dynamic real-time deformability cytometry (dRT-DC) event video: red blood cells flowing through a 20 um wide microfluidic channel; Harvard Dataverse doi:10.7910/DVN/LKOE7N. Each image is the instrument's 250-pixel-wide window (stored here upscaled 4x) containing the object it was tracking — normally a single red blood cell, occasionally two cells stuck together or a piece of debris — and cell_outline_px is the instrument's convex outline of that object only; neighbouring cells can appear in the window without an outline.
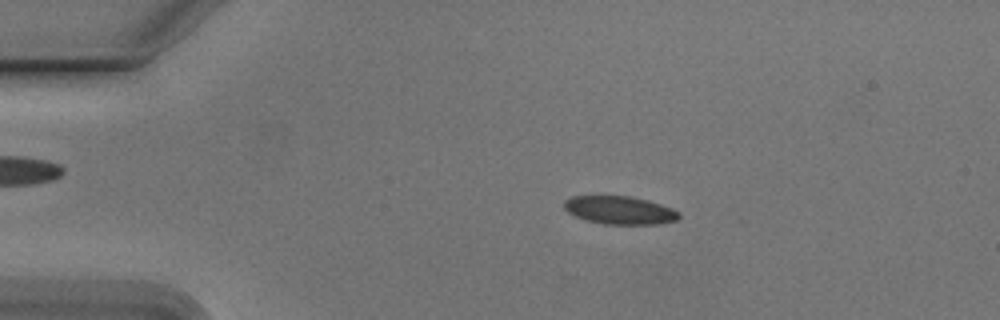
{"species": "Egyptian fruit bat (a non-hibernating species)", "species_latin": "Rousettus aegyptiacus", "temperature_condition": "cold", "stored_images_in_passage": 47, "camera_frame_rate_fps": 3000, "um_per_image_px": 0.085, "animal": {"sex": "male"}, "frame": {"image": 1, "passage_image": 4, "time_ms": 1.0, "image_size_px": [1000, 320], "cell_outline_px": [[680, 216], [676, 220], [656, 224], [604, 224], [584, 220], [568, 212], [564, 208], [564, 200], [572, 196], [632, 196], [648, 200], [672, 208], [680, 212]], "centroid_in_image_um": [52.66, 17.86], "position_along_channel_um": 32.3, "area_um2": 18.84}}
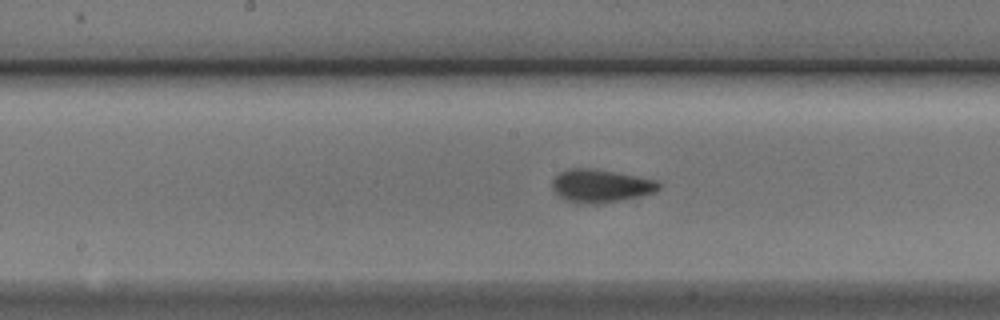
{"frame": {"image": 2, "passage_image": 21, "time_ms": 6.667, "image_size_px": [1000, 320], "cell_outline_px": [[660, 188], [656, 192], [644, 196], [604, 204], [576, 204], [564, 200], [552, 188], [552, 180], [560, 172], [568, 168], [592, 168], [636, 176], [656, 180], [660, 184]], "centroid_in_image_um": [51.06, 15.83], "position_along_channel_um": 197.1, "area_um2": 20.92}}
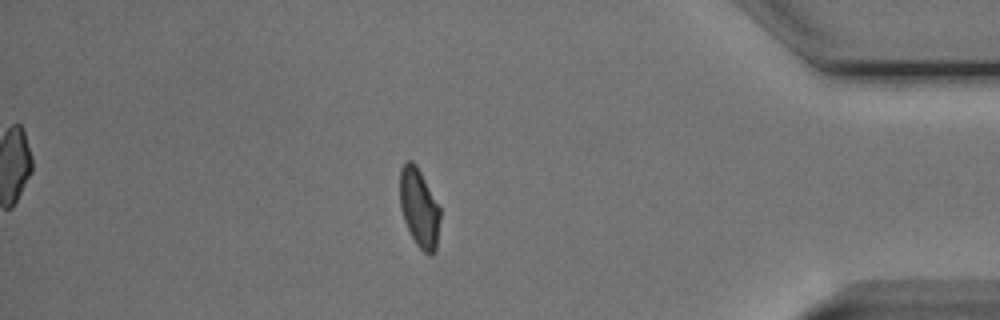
{"frame": {"image": 3, "passage_image": 40, "time_ms": 13.0, "image_size_px": [1000, 320], "cell_outline_px": [[440, 220], [436, 248], [432, 256], [428, 256], [416, 244], [404, 220], [400, 208], [400, 168], [408, 160], [412, 160], [416, 164], [440, 208]], "centroid_in_image_um": [35.63, 17.68], "position_along_channel_um": 399.6, "area_um2": 18.38}, "authors_computed_cell_mechanics": {"area_um2": 19.3052, "velocity_mm_per_s": 3.7765, "shape_relaxation_time_tau1_ms": 3.1904, "shape_relaxation_time_tau2_ms": null, "deformation_change_tau1": 0.1152, "deformation_change_tau2": null}}